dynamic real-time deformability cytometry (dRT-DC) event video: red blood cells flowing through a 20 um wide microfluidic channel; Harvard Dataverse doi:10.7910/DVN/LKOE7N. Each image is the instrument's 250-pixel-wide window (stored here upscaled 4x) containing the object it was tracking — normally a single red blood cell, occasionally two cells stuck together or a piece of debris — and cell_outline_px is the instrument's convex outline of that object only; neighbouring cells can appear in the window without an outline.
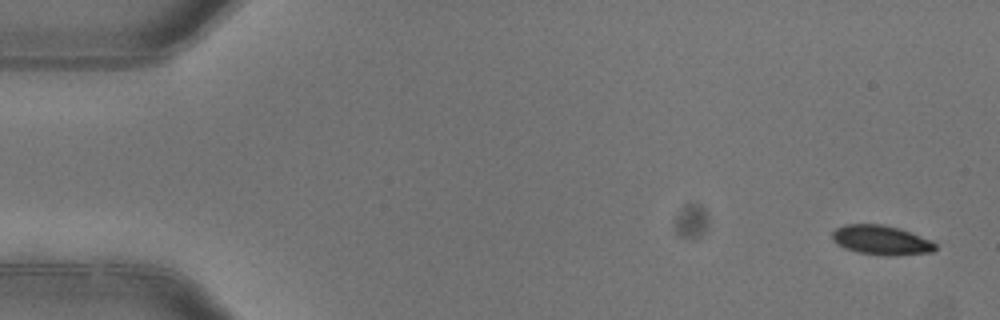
{"species": "common noctule bat (a hibernating species)", "species_latin": "Nyctalus noctula", "temperature_condition": "warm", "stored_images_in_passage": 2, "camera_frame_rate_fps": 3000, "um_per_image_px": 0.085, "animal": {"sex": "female"}, "frame": {"image": 1, "passage_image": 2, "time_ms": 0.333, "image_size_px": [1000, 320], "cell_outline_px": [[936, 248], [932, 252], [884, 256], [860, 252], [844, 248], [832, 240], [832, 232], [836, 228], [844, 224], [884, 224], [900, 228], [932, 240], [936, 244]], "centroid_in_image_um": [74.9, 20.39], "position_along_channel_um": 10.1, "area_um2": 17.74}}